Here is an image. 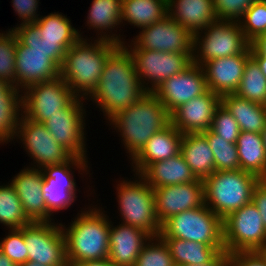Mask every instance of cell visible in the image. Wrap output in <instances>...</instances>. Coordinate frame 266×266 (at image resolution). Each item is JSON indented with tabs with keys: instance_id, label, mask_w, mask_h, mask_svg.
I'll return each mask as SVG.
<instances>
[{
	"instance_id": "6da1fadb",
	"label": "cell",
	"mask_w": 266,
	"mask_h": 266,
	"mask_svg": "<svg viewBox=\"0 0 266 266\" xmlns=\"http://www.w3.org/2000/svg\"><path fill=\"white\" fill-rule=\"evenodd\" d=\"M16 34L15 80L22 91L36 83L60 77L66 49L62 45H48L40 30L33 24L12 28Z\"/></svg>"
},
{
	"instance_id": "7a4b0ae2",
	"label": "cell",
	"mask_w": 266,
	"mask_h": 266,
	"mask_svg": "<svg viewBox=\"0 0 266 266\" xmlns=\"http://www.w3.org/2000/svg\"><path fill=\"white\" fill-rule=\"evenodd\" d=\"M146 92L127 46L119 45L108 56L98 85L88 97L100 106L109 119L116 112L136 103Z\"/></svg>"
},
{
	"instance_id": "3957f363",
	"label": "cell",
	"mask_w": 266,
	"mask_h": 266,
	"mask_svg": "<svg viewBox=\"0 0 266 266\" xmlns=\"http://www.w3.org/2000/svg\"><path fill=\"white\" fill-rule=\"evenodd\" d=\"M108 120L121 133L131 160L155 133L171 123L170 113L152 92H146L136 103Z\"/></svg>"
},
{
	"instance_id": "277c9868",
	"label": "cell",
	"mask_w": 266,
	"mask_h": 266,
	"mask_svg": "<svg viewBox=\"0 0 266 266\" xmlns=\"http://www.w3.org/2000/svg\"><path fill=\"white\" fill-rule=\"evenodd\" d=\"M97 39L89 44L85 38H80L66 51L60 69V77L77 97L84 100L97 87L108 56L119 46L112 41Z\"/></svg>"
},
{
	"instance_id": "5b68a950",
	"label": "cell",
	"mask_w": 266,
	"mask_h": 266,
	"mask_svg": "<svg viewBox=\"0 0 266 266\" xmlns=\"http://www.w3.org/2000/svg\"><path fill=\"white\" fill-rule=\"evenodd\" d=\"M68 266L79 262L108 259L110 222L102 210L90 209L78 214L70 227L64 228Z\"/></svg>"
},
{
	"instance_id": "8992f818",
	"label": "cell",
	"mask_w": 266,
	"mask_h": 266,
	"mask_svg": "<svg viewBox=\"0 0 266 266\" xmlns=\"http://www.w3.org/2000/svg\"><path fill=\"white\" fill-rule=\"evenodd\" d=\"M260 179L241 169L215 171L203 180L204 204L222 220L233 211L252 202V193Z\"/></svg>"
},
{
	"instance_id": "52a82bcc",
	"label": "cell",
	"mask_w": 266,
	"mask_h": 266,
	"mask_svg": "<svg viewBox=\"0 0 266 266\" xmlns=\"http://www.w3.org/2000/svg\"><path fill=\"white\" fill-rule=\"evenodd\" d=\"M159 236L224 246L223 220L204 204L169 218L162 225Z\"/></svg>"
},
{
	"instance_id": "ba28073f",
	"label": "cell",
	"mask_w": 266,
	"mask_h": 266,
	"mask_svg": "<svg viewBox=\"0 0 266 266\" xmlns=\"http://www.w3.org/2000/svg\"><path fill=\"white\" fill-rule=\"evenodd\" d=\"M137 176L140 180H124L117 187L122 223L158 237L162 226L155 213V191L139 174Z\"/></svg>"
},
{
	"instance_id": "9c48e42d",
	"label": "cell",
	"mask_w": 266,
	"mask_h": 266,
	"mask_svg": "<svg viewBox=\"0 0 266 266\" xmlns=\"http://www.w3.org/2000/svg\"><path fill=\"white\" fill-rule=\"evenodd\" d=\"M204 30L203 37L200 32L194 35L195 64L202 66L209 60L251 53V43L246 39L239 22L217 20Z\"/></svg>"
},
{
	"instance_id": "30bf717a",
	"label": "cell",
	"mask_w": 266,
	"mask_h": 266,
	"mask_svg": "<svg viewBox=\"0 0 266 266\" xmlns=\"http://www.w3.org/2000/svg\"><path fill=\"white\" fill-rule=\"evenodd\" d=\"M223 243L229 254L266 248V229L261 214L252 202L223 219Z\"/></svg>"
},
{
	"instance_id": "8fae6325",
	"label": "cell",
	"mask_w": 266,
	"mask_h": 266,
	"mask_svg": "<svg viewBox=\"0 0 266 266\" xmlns=\"http://www.w3.org/2000/svg\"><path fill=\"white\" fill-rule=\"evenodd\" d=\"M23 94L24 116L42 124L52 115L61 113L62 109L67 108L77 98L61 77L28 86Z\"/></svg>"
},
{
	"instance_id": "7c38bea8",
	"label": "cell",
	"mask_w": 266,
	"mask_h": 266,
	"mask_svg": "<svg viewBox=\"0 0 266 266\" xmlns=\"http://www.w3.org/2000/svg\"><path fill=\"white\" fill-rule=\"evenodd\" d=\"M132 40L131 50H155L162 52L187 53L192 59L194 55V36L169 15L161 21L147 27Z\"/></svg>"
},
{
	"instance_id": "4fadbf2b",
	"label": "cell",
	"mask_w": 266,
	"mask_h": 266,
	"mask_svg": "<svg viewBox=\"0 0 266 266\" xmlns=\"http://www.w3.org/2000/svg\"><path fill=\"white\" fill-rule=\"evenodd\" d=\"M53 222H32L24 226V240L28 261L45 266H68L65 237L61 228Z\"/></svg>"
},
{
	"instance_id": "5bb4252c",
	"label": "cell",
	"mask_w": 266,
	"mask_h": 266,
	"mask_svg": "<svg viewBox=\"0 0 266 266\" xmlns=\"http://www.w3.org/2000/svg\"><path fill=\"white\" fill-rule=\"evenodd\" d=\"M87 159L72 156L67 162L49 165L42 169V192L46 211L52 215L54 211L66 209L72 205L76 196V182L70 168L75 166L80 171H87ZM72 165V166H71Z\"/></svg>"
},
{
	"instance_id": "9a60e30c",
	"label": "cell",
	"mask_w": 266,
	"mask_h": 266,
	"mask_svg": "<svg viewBox=\"0 0 266 266\" xmlns=\"http://www.w3.org/2000/svg\"><path fill=\"white\" fill-rule=\"evenodd\" d=\"M128 50L134 59L140 82L147 92H153L163 81L182 72L193 62L187 53ZM144 80L147 81L146 86L149 84L148 81L151 83V88L145 86Z\"/></svg>"
},
{
	"instance_id": "2e32d148",
	"label": "cell",
	"mask_w": 266,
	"mask_h": 266,
	"mask_svg": "<svg viewBox=\"0 0 266 266\" xmlns=\"http://www.w3.org/2000/svg\"><path fill=\"white\" fill-rule=\"evenodd\" d=\"M17 137L25 144L28 155L36 161L38 169L67 162L72 155L50 134L46 126L26 118H21L16 131Z\"/></svg>"
},
{
	"instance_id": "e0dca14e",
	"label": "cell",
	"mask_w": 266,
	"mask_h": 266,
	"mask_svg": "<svg viewBox=\"0 0 266 266\" xmlns=\"http://www.w3.org/2000/svg\"><path fill=\"white\" fill-rule=\"evenodd\" d=\"M81 98L77 97L67 108L62 109L61 113L52 115L44 125L56 141L72 156L86 159L85 122L83 120L85 109Z\"/></svg>"
},
{
	"instance_id": "ac0fdd59",
	"label": "cell",
	"mask_w": 266,
	"mask_h": 266,
	"mask_svg": "<svg viewBox=\"0 0 266 266\" xmlns=\"http://www.w3.org/2000/svg\"><path fill=\"white\" fill-rule=\"evenodd\" d=\"M207 90L202 66L192 62L182 72L163 81L152 93L171 114L181 104L201 96Z\"/></svg>"
},
{
	"instance_id": "d6986e66",
	"label": "cell",
	"mask_w": 266,
	"mask_h": 266,
	"mask_svg": "<svg viewBox=\"0 0 266 266\" xmlns=\"http://www.w3.org/2000/svg\"><path fill=\"white\" fill-rule=\"evenodd\" d=\"M154 191L155 213L161 226L178 213L204 205V183L200 179L154 188Z\"/></svg>"
},
{
	"instance_id": "ffe728a7",
	"label": "cell",
	"mask_w": 266,
	"mask_h": 266,
	"mask_svg": "<svg viewBox=\"0 0 266 266\" xmlns=\"http://www.w3.org/2000/svg\"><path fill=\"white\" fill-rule=\"evenodd\" d=\"M221 97L211 90L181 104L171 114V124L182 134L201 133L211 129Z\"/></svg>"
},
{
	"instance_id": "44dd1931",
	"label": "cell",
	"mask_w": 266,
	"mask_h": 266,
	"mask_svg": "<svg viewBox=\"0 0 266 266\" xmlns=\"http://www.w3.org/2000/svg\"><path fill=\"white\" fill-rule=\"evenodd\" d=\"M251 53L209 60L202 65L207 89L222 97L234 94L244 73L245 63Z\"/></svg>"
},
{
	"instance_id": "7402d4cb",
	"label": "cell",
	"mask_w": 266,
	"mask_h": 266,
	"mask_svg": "<svg viewBox=\"0 0 266 266\" xmlns=\"http://www.w3.org/2000/svg\"><path fill=\"white\" fill-rule=\"evenodd\" d=\"M17 193L24 212L32 222H51L43 198V171L34 167L21 170L10 183Z\"/></svg>"
},
{
	"instance_id": "603a6c76",
	"label": "cell",
	"mask_w": 266,
	"mask_h": 266,
	"mask_svg": "<svg viewBox=\"0 0 266 266\" xmlns=\"http://www.w3.org/2000/svg\"><path fill=\"white\" fill-rule=\"evenodd\" d=\"M110 222L108 259L116 266H135L143 246L152 238L145 231L121 223Z\"/></svg>"
},
{
	"instance_id": "cb8c5ba5",
	"label": "cell",
	"mask_w": 266,
	"mask_h": 266,
	"mask_svg": "<svg viewBox=\"0 0 266 266\" xmlns=\"http://www.w3.org/2000/svg\"><path fill=\"white\" fill-rule=\"evenodd\" d=\"M182 133L171 123L155 133L132 159L133 171L140 174L149 164L175 157L181 151Z\"/></svg>"
},
{
	"instance_id": "d4e9b609",
	"label": "cell",
	"mask_w": 266,
	"mask_h": 266,
	"mask_svg": "<svg viewBox=\"0 0 266 266\" xmlns=\"http://www.w3.org/2000/svg\"><path fill=\"white\" fill-rule=\"evenodd\" d=\"M168 15L193 36L217 21L213 0H167Z\"/></svg>"
},
{
	"instance_id": "484cf974",
	"label": "cell",
	"mask_w": 266,
	"mask_h": 266,
	"mask_svg": "<svg viewBox=\"0 0 266 266\" xmlns=\"http://www.w3.org/2000/svg\"><path fill=\"white\" fill-rule=\"evenodd\" d=\"M139 175L153 189L197 180L181 153L167 160L149 164Z\"/></svg>"
},
{
	"instance_id": "4316f807",
	"label": "cell",
	"mask_w": 266,
	"mask_h": 266,
	"mask_svg": "<svg viewBox=\"0 0 266 266\" xmlns=\"http://www.w3.org/2000/svg\"><path fill=\"white\" fill-rule=\"evenodd\" d=\"M180 153L197 179L204 180L215 172L214 153L202 132L183 134Z\"/></svg>"
},
{
	"instance_id": "83f0119b",
	"label": "cell",
	"mask_w": 266,
	"mask_h": 266,
	"mask_svg": "<svg viewBox=\"0 0 266 266\" xmlns=\"http://www.w3.org/2000/svg\"><path fill=\"white\" fill-rule=\"evenodd\" d=\"M221 104L236 119L240 131L261 133L266 126V109L264 105L251 102L236 94L221 97Z\"/></svg>"
},
{
	"instance_id": "f1b7e54d",
	"label": "cell",
	"mask_w": 266,
	"mask_h": 266,
	"mask_svg": "<svg viewBox=\"0 0 266 266\" xmlns=\"http://www.w3.org/2000/svg\"><path fill=\"white\" fill-rule=\"evenodd\" d=\"M236 146L240 169L266 180V150L262 134L240 131Z\"/></svg>"
},
{
	"instance_id": "f546056e",
	"label": "cell",
	"mask_w": 266,
	"mask_h": 266,
	"mask_svg": "<svg viewBox=\"0 0 266 266\" xmlns=\"http://www.w3.org/2000/svg\"><path fill=\"white\" fill-rule=\"evenodd\" d=\"M167 244L175 266L205 265L210 263L219 253L225 251L224 246H209L204 243L185 241L179 238H162Z\"/></svg>"
},
{
	"instance_id": "4dcf8cb0",
	"label": "cell",
	"mask_w": 266,
	"mask_h": 266,
	"mask_svg": "<svg viewBox=\"0 0 266 266\" xmlns=\"http://www.w3.org/2000/svg\"><path fill=\"white\" fill-rule=\"evenodd\" d=\"M19 93L14 85L0 79V143L10 142L17 134L23 95Z\"/></svg>"
},
{
	"instance_id": "1f68e13d",
	"label": "cell",
	"mask_w": 266,
	"mask_h": 266,
	"mask_svg": "<svg viewBox=\"0 0 266 266\" xmlns=\"http://www.w3.org/2000/svg\"><path fill=\"white\" fill-rule=\"evenodd\" d=\"M122 0H93L89 10L87 23L102 33L98 37L102 40L115 42L119 45H126L117 34H106L104 31H112V28L121 23ZM104 33V34H103ZM106 34V35H105Z\"/></svg>"
},
{
	"instance_id": "d6a6232c",
	"label": "cell",
	"mask_w": 266,
	"mask_h": 266,
	"mask_svg": "<svg viewBox=\"0 0 266 266\" xmlns=\"http://www.w3.org/2000/svg\"><path fill=\"white\" fill-rule=\"evenodd\" d=\"M168 15L167 0H122L121 22L147 27Z\"/></svg>"
},
{
	"instance_id": "836d02e7",
	"label": "cell",
	"mask_w": 266,
	"mask_h": 266,
	"mask_svg": "<svg viewBox=\"0 0 266 266\" xmlns=\"http://www.w3.org/2000/svg\"><path fill=\"white\" fill-rule=\"evenodd\" d=\"M41 32V39L48 45H62L68 50L80 38L78 30L72 27L69 19L62 14L50 13L33 23Z\"/></svg>"
},
{
	"instance_id": "e575fe53",
	"label": "cell",
	"mask_w": 266,
	"mask_h": 266,
	"mask_svg": "<svg viewBox=\"0 0 266 266\" xmlns=\"http://www.w3.org/2000/svg\"><path fill=\"white\" fill-rule=\"evenodd\" d=\"M234 94L260 105L266 103V77L252 56L245 63L243 76Z\"/></svg>"
},
{
	"instance_id": "d590c367",
	"label": "cell",
	"mask_w": 266,
	"mask_h": 266,
	"mask_svg": "<svg viewBox=\"0 0 266 266\" xmlns=\"http://www.w3.org/2000/svg\"><path fill=\"white\" fill-rule=\"evenodd\" d=\"M0 223L10 229H19L32 223L11 184L0 186Z\"/></svg>"
},
{
	"instance_id": "8d00e7d4",
	"label": "cell",
	"mask_w": 266,
	"mask_h": 266,
	"mask_svg": "<svg viewBox=\"0 0 266 266\" xmlns=\"http://www.w3.org/2000/svg\"><path fill=\"white\" fill-rule=\"evenodd\" d=\"M214 153L215 171L239 170V156L235 143H230L224 138L214 134L210 129L202 132Z\"/></svg>"
},
{
	"instance_id": "74e56055",
	"label": "cell",
	"mask_w": 266,
	"mask_h": 266,
	"mask_svg": "<svg viewBox=\"0 0 266 266\" xmlns=\"http://www.w3.org/2000/svg\"><path fill=\"white\" fill-rule=\"evenodd\" d=\"M135 266H175V265L173 263L172 256L167 244L160 236H158L150 238L148 243H146L143 246L142 251L139 253V256L137 257Z\"/></svg>"
},
{
	"instance_id": "f35d334b",
	"label": "cell",
	"mask_w": 266,
	"mask_h": 266,
	"mask_svg": "<svg viewBox=\"0 0 266 266\" xmlns=\"http://www.w3.org/2000/svg\"><path fill=\"white\" fill-rule=\"evenodd\" d=\"M239 23L246 39L252 43L266 33V5L261 0H257L244 12Z\"/></svg>"
},
{
	"instance_id": "ab89813d",
	"label": "cell",
	"mask_w": 266,
	"mask_h": 266,
	"mask_svg": "<svg viewBox=\"0 0 266 266\" xmlns=\"http://www.w3.org/2000/svg\"><path fill=\"white\" fill-rule=\"evenodd\" d=\"M16 40V34L11 29L6 34L0 33V79L14 86Z\"/></svg>"
},
{
	"instance_id": "60d3db41",
	"label": "cell",
	"mask_w": 266,
	"mask_h": 266,
	"mask_svg": "<svg viewBox=\"0 0 266 266\" xmlns=\"http://www.w3.org/2000/svg\"><path fill=\"white\" fill-rule=\"evenodd\" d=\"M8 236L0 241V250L17 266L28 261L27 246L24 240V226L19 229H9Z\"/></svg>"
},
{
	"instance_id": "b9f144b4",
	"label": "cell",
	"mask_w": 266,
	"mask_h": 266,
	"mask_svg": "<svg viewBox=\"0 0 266 266\" xmlns=\"http://www.w3.org/2000/svg\"><path fill=\"white\" fill-rule=\"evenodd\" d=\"M210 130L220 138L235 144L240 134L236 119L222 104L215 111Z\"/></svg>"
},
{
	"instance_id": "7bdbcfd3",
	"label": "cell",
	"mask_w": 266,
	"mask_h": 266,
	"mask_svg": "<svg viewBox=\"0 0 266 266\" xmlns=\"http://www.w3.org/2000/svg\"><path fill=\"white\" fill-rule=\"evenodd\" d=\"M257 0H213L214 12L220 21L239 22L244 12Z\"/></svg>"
},
{
	"instance_id": "ee69618b",
	"label": "cell",
	"mask_w": 266,
	"mask_h": 266,
	"mask_svg": "<svg viewBox=\"0 0 266 266\" xmlns=\"http://www.w3.org/2000/svg\"><path fill=\"white\" fill-rule=\"evenodd\" d=\"M39 0H12L13 10L23 21L20 25L35 23L39 19L37 14Z\"/></svg>"
},
{
	"instance_id": "f6af8a7d",
	"label": "cell",
	"mask_w": 266,
	"mask_h": 266,
	"mask_svg": "<svg viewBox=\"0 0 266 266\" xmlns=\"http://www.w3.org/2000/svg\"><path fill=\"white\" fill-rule=\"evenodd\" d=\"M230 266H266V260L257 252H233L229 254Z\"/></svg>"
},
{
	"instance_id": "bcb514c9",
	"label": "cell",
	"mask_w": 266,
	"mask_h": 266,
	"mask_svg": "<svg viewBox=\"0 0 266 266\" xmlns=\"http://www.w3.org/2000/svg\"><path fill=\"white\" fill-rule=\"evenodd\" d=\"M252 203L257 207L261 214L266 229V180H260L253 189Z\"/></svg>"
},
{
	"instance_id": "7dc6e473",
	"label": "cell",
	"mask_w": 266,
	"mask_h": 266,
	"mask_svg": "<svg viewBox=\"0 0 266 266\" xmlns=\"http://www.w3.org/2000/svg\"><path fill=\"white\" fill-rule=\"evenodd\" d=\"M182 266H230L229 253L226 251L221 252L210 263L205 265H182Z\"/></svg>"
},
{
	"instance_id": "c3c4849f",
	"label": "cell",
	"mask_w": 266,
	"mask_h": 266,
	"mask_svg": "<svg viewBox=\"0 0 266 266\" xmlns=\"http://www.w3.org/2000/svg\"><path fill=\"white\" fill-rule=\"evenodd\" d=\"M250 52H262L266 55V33L260 35L251 43Z\"/></svg>"
},
{
	"instance_id": "681fc988",
	"label": "cell",
	"mask_w": 266,
	"mask_h": 266,
	"mask_svg": "<svg viewBox=\"0 0 266 266\" xmlns=\"http://www.w3.org/2000/svg\"><path fill=\"white\" fill-rule=\"evenodd\" d=\"M75 266H116L109 259L79 262Z\"/></svg>"
},
{
	"instance_id": "f907efd6",
	"label": "cell",
	"mask_w": 266,
	"mask_h": 266,
	"mask_svg": "<svg viewBox=\"0 0 266 266\" xmlns=\"http://www.w3.org/2000/svg\"><path fill=\"white\" fill-rule=\"evenodd\" d=\"M251 56L257 61L262 73L266 77V55L262 52H251Z\"/></svg>"
},
{
	"instance_id": "816d5d0a",
	"label": "cell",
	"mask_w": 266,
	"mask_h": 266,
	"mask_svg": "<svg viewBox=\"0 0 266 266\" xmlns=\"http://www.w3.org/2000/svg\"><path fill=\"white\" fill-rule=\"evenodd\" d=\"M0 266H17V265L0 250Z\"/></svg>"
},
{
	"instance_id": "f5cc1de1",
	"label": "cell",
	"mask_w": 266,
	"mask_h": 266,
	"mask_svg": "<svg viewBox=\"0 0 266 266\" xmlns=\"http://www.w3.org/2000/svg\"><path fill=\"white\" fill-rule=\"evenodd\" d=\"M21 266H45V265L39 264V263L34 262V261H27L26 263L22 264Z\"/></svg>"
},
{
	"instance_id": "db71d44e",
	"label": "cell",
	"mask_w": 266,
	"mask_h": 266,
	"mask_svg": "<svg viewBox=\"0 0 266 266\" xmlns=\"http://www.w3.org/2000/svg\"><path fill=\"white\" fill-rule=\"evenodd\" d=\"M261 134H262V138H263V144H264V146H265V150H266V126H265V128L262 130Z\"/></svg>"
},
{
	"instance_id": "11a10c76",
	"label": "cell",
	"mask_w": 266,
	"mask_h": 266,
	"mask_svg": "<svg viewBox=\"0 0 266 266\" xmlns=\"http://www.w3.org/2000/svg\"><path fill=\"white\" fill-rule=\"evenodd\" d=\"M266 260V248L257 251Z\"/></svg>"
}]
</instances>
